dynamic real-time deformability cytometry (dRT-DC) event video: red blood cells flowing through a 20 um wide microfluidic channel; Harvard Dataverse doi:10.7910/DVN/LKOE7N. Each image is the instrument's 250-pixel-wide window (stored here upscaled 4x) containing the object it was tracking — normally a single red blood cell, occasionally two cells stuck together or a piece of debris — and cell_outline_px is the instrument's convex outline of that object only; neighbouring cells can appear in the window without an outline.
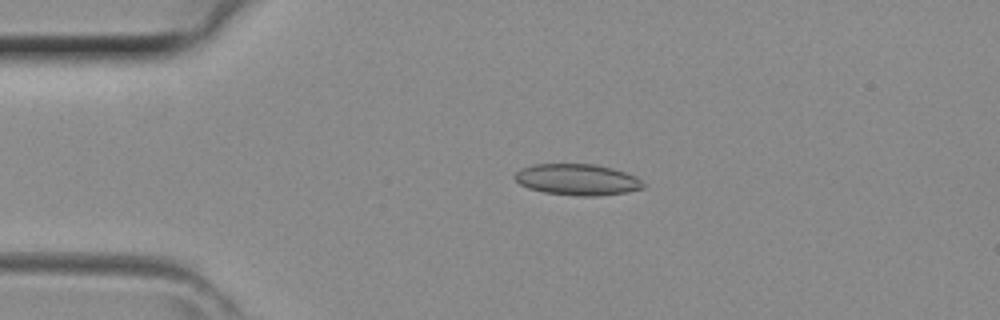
{"species": "common noctule bat (a hibernating species)", "species_latin": "Nyctalus noctula", "temperature_condition": "room temperature", "stored_images_in_passage": 42, "camera_frame_rate_fps": 3000, "um_per_image_px": 0.085, "animal": {"sex": "female", "body_mass_g": 29.2, "forearm_length_mm": 56.3}, "frame": {"image": 1, "passage_image": 9, "time_ms": 2.667, "image_size_px": [1000, 320], "cell_outline_px": [[644, 188], [628, 192], [596, 196], [576, 196], [544, 192], [528, 188], [520, 184], [512, 176], [520, 168], [532, 164], [596, 164], [612, 168], [636, 176], [644, 184]], "centroid_in_image_um": [49.05, 15.26], "position_along_channel_um": 35.9, "area_um2": 23.52}}
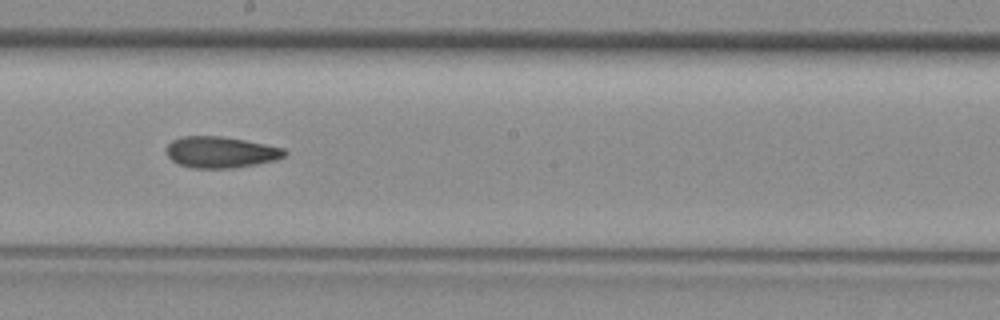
{"frame": {"image": 2, "passage_image": 23, "time_ms": 7.333, "image_size_px": [1000, 320], "cell_outline_px": [[288, 152], [284, 156], [276, 160], [256, 164], [232, 168], [192, 168], [176, 164], [168, 156], [164, 148], [172, 140], [180, 136], [220, 136], [244, 140], [284, 148]], "centroid_in_image_um": [18.72, 12.94], "position_along_channel_um": 229.5, "area_um2": 21.68}}
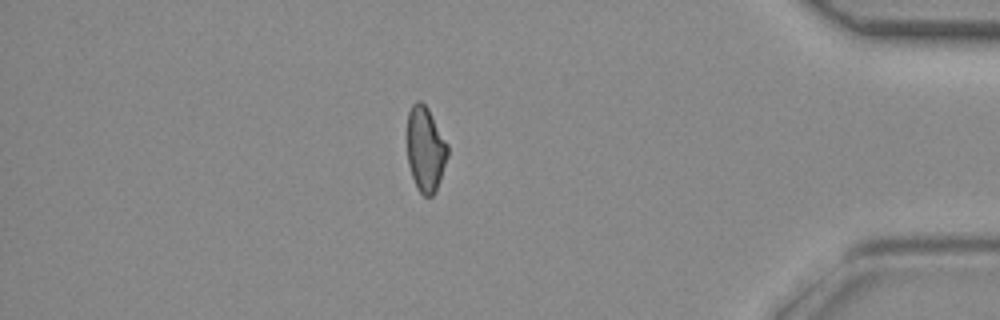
{"frame": {"image": 3, "passage_image": 36, "time_ms": 11.667, "image_size_px": [1000, 320], "cell_outline_px": [[448, 156], [436, 192], [432, 196], [424, 196], [416, 188], [408, 164], [408, 112], [412, 104], [416, 100], [420, 100], [428, 108], [448, 144]], "centroid_in_image_um": [36.17, 12.69], "position_along_channel_um": 399.0, "area_um2": 20.11}}